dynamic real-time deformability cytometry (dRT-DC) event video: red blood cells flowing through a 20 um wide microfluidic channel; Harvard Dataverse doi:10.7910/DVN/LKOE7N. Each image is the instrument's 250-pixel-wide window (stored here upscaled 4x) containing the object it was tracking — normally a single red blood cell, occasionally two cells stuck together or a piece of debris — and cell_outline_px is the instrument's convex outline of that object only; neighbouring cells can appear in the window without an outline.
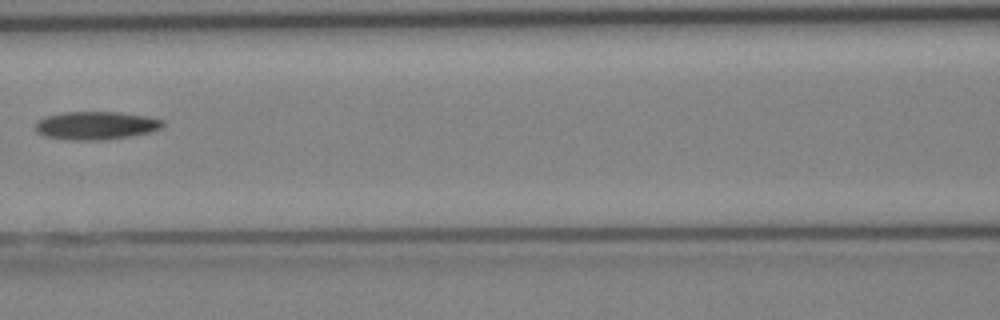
{"species": "Egyptian fruit bat (a non-hibernating species)", "species_latin": "Rousettus aegyptiacus", "temperature_condition": "cold", "stored_images_in_passage": 3, "camera_frame_rate_fps": 3000, "um_per_image_px": 0.085, "animal": {"sex": "female"}, "frame": {"image": 1, "passage_image": 3, "time_ms": 2.667, "image_size_px": [1000, 320], "cell_outline_px": [[164, 124], [160, 128], [148, 132], [132, 136], [104, 140], [72, 140], [44, 136], [36, 128], [36, 124], [44, 116], [64, 112], [120, 112], [148, 116], [164, 120]], "centroid_in_image_um": [8.19, 10.66], "position_along_channel_um": 158.4, "area_um2": 20.81}}